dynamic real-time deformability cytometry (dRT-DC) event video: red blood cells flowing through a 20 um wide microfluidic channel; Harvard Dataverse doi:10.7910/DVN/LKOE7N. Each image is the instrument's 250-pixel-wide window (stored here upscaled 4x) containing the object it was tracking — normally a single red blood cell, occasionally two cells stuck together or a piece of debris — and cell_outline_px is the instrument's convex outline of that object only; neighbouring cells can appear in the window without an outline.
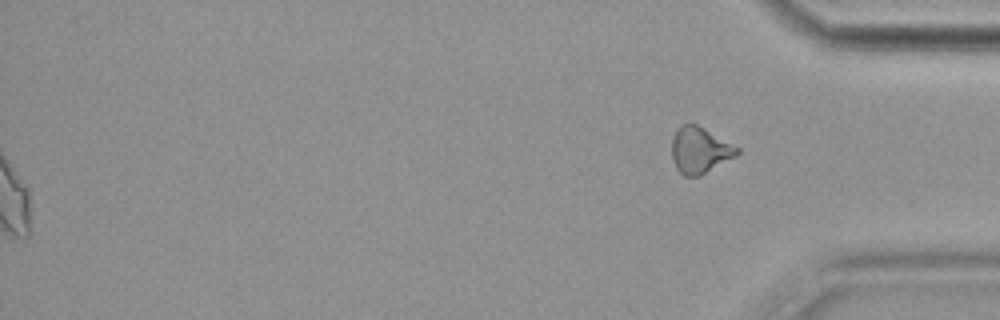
{"species": "common noctule bat (a hibernating species)", "species_latin": "Nyctalus noctula", "temperature_condition": "cold", "stored_images_in_passage": 53, "camera_frame_rate_fps": 3000, "um_per_image_px": 0.085, "animal": {"sex": "female", "body_mass_g": 19.9}, "frame": {"image": 1, "passage_image": 53, "time_ms": 17.333, "image_size_px": [1000, 320], "cell_outline_px": [[740, 152], [736, 156], [700, 176], [684, 176], [676, 168], [672, 160], [672, 140], [680, 124], [696, 124], [704, 128], [740, 148]], "centroid_in_image_um": [59.48, 12.78], "position_along_channel_um": 375.7, "area_um2": 17.51}, "authors_computed_cell_mechanics": {"area_um2": 21.1548, "velocity_mm_per_s": 3.6153, "shape_relaxation_time_tau1_ms": 6.6006, "shape_relaxation_time_tau2_ms": 4.0839, "deformation_change_tau1": 0.1499, "deformation_change_tau2": 0.0859}}